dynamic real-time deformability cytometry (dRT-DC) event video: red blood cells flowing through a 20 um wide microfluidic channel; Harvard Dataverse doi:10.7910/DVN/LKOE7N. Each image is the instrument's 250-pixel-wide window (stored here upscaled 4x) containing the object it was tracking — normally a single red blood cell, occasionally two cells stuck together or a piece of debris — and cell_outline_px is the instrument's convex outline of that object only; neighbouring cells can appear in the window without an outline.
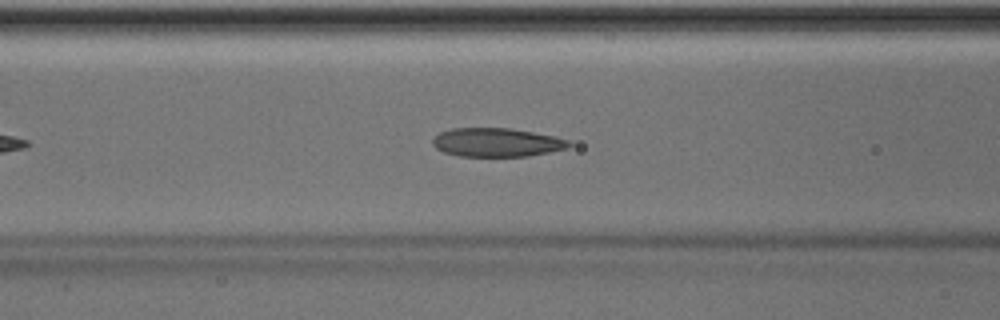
{"species": "Egyptian fruit bat (a non-hibernating species)", "species_latin": "Rousettus aegyptiacus", "temperature_condition": "room temperature", "stored_images_in_passage": 37, "camera_frame_rate_fps": 3000, "um_per_image_px": 0.085, "animal": {"sex": "male"}, "frame": {"image": 1, "passage_image": 11, "time_ms": 3.333, "image_size_px": [1000, 320], "cell_outline_px": [[572, 144], [568, 148], [528, 156], [460, 156], [444, 152], [436, 148], [432, 144], [432, 140], [440, 132], [452, 128], [512, 128], [552, 136], [568, 140]], "centroid_in_image_um": [42.21, 12.1], "position_along_channel_um": 124.4, "area_um2": 22.66}, "authors_computed_cell_mechanics": {"area_um2": 22.5998, "velocity_mm_per_s": 4.0235, "shape_relaxation_time_tau1_ms": null, "shape_relaxation_time_tau2_ms": 2.455, "deformation_change_tau1": null, "deformation_change_tau2": 0.0787}}